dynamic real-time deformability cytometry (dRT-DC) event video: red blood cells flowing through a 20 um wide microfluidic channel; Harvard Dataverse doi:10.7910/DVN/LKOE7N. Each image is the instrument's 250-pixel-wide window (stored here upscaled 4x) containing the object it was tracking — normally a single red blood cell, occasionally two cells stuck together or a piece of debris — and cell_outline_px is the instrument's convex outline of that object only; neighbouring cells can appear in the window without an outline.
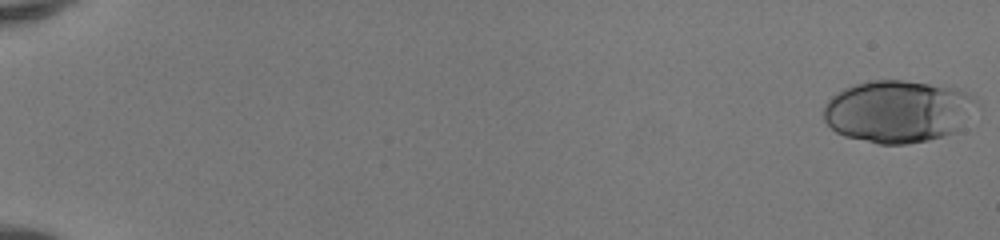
{"species": "human", "species_latin": "Homo sapiens", "temperature_condition": "room temperature", "stored_images_in_passage": 51, "camera_frame_rate_fps": 3000, "um_per_image_px": 0.085, "donor": {"sex": "female"}, "frame": {"image": 1, "passage_image": 1, "time_ms": 0.0, "image_size_px": [1000, 240], "cell_outline_px": [[980, 108], [956, 132], [944, 136], [928, 140], [908, 144], [880, 144], [844, 136], [836, 132], [824, 120], [824, 104], [836, 92], [844, 88], [868, 80], [904, 80], [956, 88], [968, 92], [980, 104]], "centroid_in_image_um": [76.38, 9.46], "position_along_channel_um": 8.6, "area_um2": 56.18}}
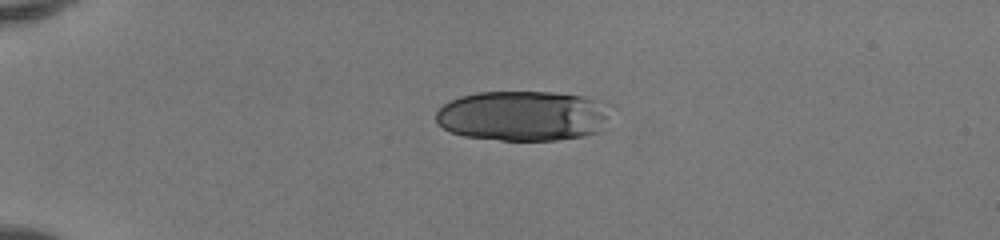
{"frame": {"image": 2, "passage_image": 14, "time_ms": 4.333, "image_size_px": [1000, 240], "cell_outline_px": [[616, 108], [600, 132], [580, 136], [556, 140], [500, 140], [464, 136], [448, 132], [436, 124], [436, 112], [448, 100], [460, 96], [476, 92], [552, 92], [584, 96], [612, 104]], "centroid_in_image_um": [44.51, 9.84], "position_along_channel_um": 40.5, "area_um2": 52.19}}
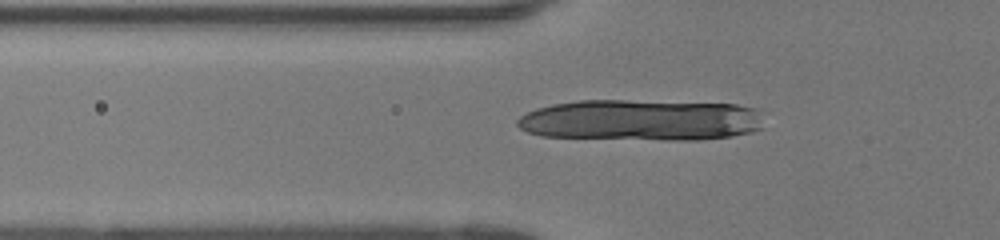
{"frame": {"image": 3, "passage_image": 20, "time_ms": 6.333, "image_size_px": [1000, 240], "cell_outline_px": [[760, 128], [752, 132], [732, 136], [700, 140], [664, 140], [540, 136], [528, 132], [520, 128], [516, 124], [516, 120], [520, 116], [536, 108], [552, 104], [576, 100], [624, 100], [736, 104], [756, 108]], "centroid_in_image_um": [54.41, 10.21], "position_along_channel_um": 71.4, "area_um2": 59.36}}